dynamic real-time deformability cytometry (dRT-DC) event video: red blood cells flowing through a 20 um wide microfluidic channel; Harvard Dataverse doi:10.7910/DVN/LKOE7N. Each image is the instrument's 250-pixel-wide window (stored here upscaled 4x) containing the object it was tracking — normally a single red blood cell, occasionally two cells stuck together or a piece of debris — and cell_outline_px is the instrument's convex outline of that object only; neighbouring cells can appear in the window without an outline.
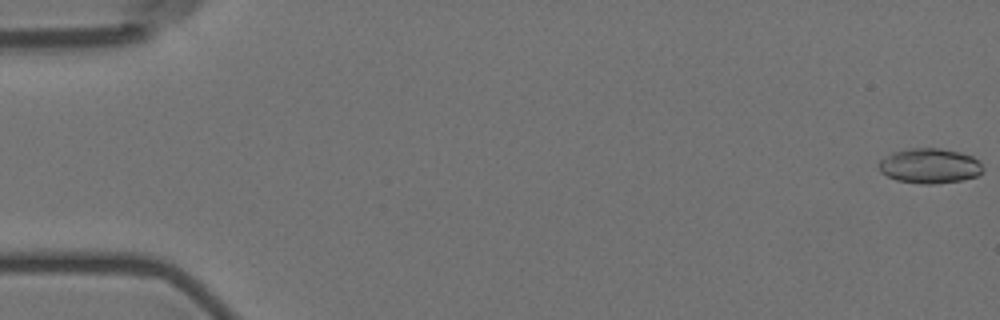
{"species": "Egyptian fruit bat (a non-hibernating species)", "species_latin": "Rousettus aegyptiacus", "temperature_condition": "room temperature", "stored_images_in_passage": 5, "camera_frame_rate_fps": 3000, "um_per_image_px": 0.085, "animal": {"sex": "female"}, "frame": {"image": 1, "passage_image": 1, "time_ms": 0.0, "image_size_px": [1000, 320], "cell_outline_px": [[984, 168], [976, 176], [960, 180], [932, 184], [920, 184], [896, 180], [880, 172], [880, 160], [892, 152], [908, 148], [940, 148], [960, 152], [972, 156]], "centroid_in_image_um": [79.0, 14.09], "position_along_channel_um": 6.0, "area_um2": 21.04}}
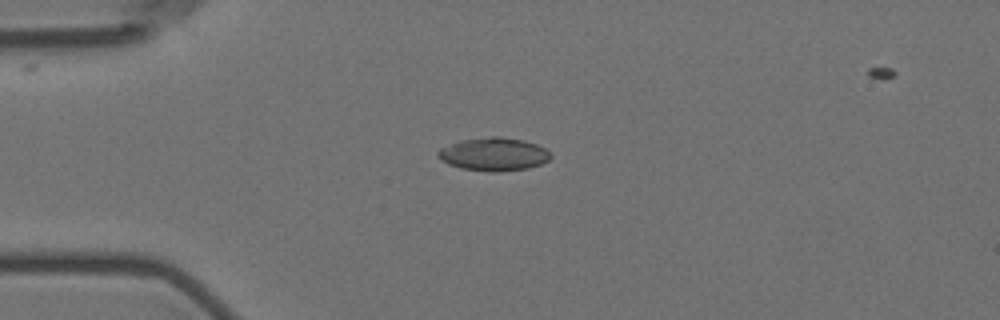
{"frame": {"image": 2, "passage_image": 5, "time_ms": 4.667, "image_size_px": [1000, 320], "cell_outline_px": [[552, 156], [548, 160], [540, 164], [528, 168], [460, 168], [448, 164], [436, 152], [440, 148], [460, 140], [488, 136], [500, 136], [524, 140], [536, 144], [544, 148]], "centroid_in_image_um": [41.97, 13.03], "position_along_channel_um": 43.0, "area_um2": 20.63}}